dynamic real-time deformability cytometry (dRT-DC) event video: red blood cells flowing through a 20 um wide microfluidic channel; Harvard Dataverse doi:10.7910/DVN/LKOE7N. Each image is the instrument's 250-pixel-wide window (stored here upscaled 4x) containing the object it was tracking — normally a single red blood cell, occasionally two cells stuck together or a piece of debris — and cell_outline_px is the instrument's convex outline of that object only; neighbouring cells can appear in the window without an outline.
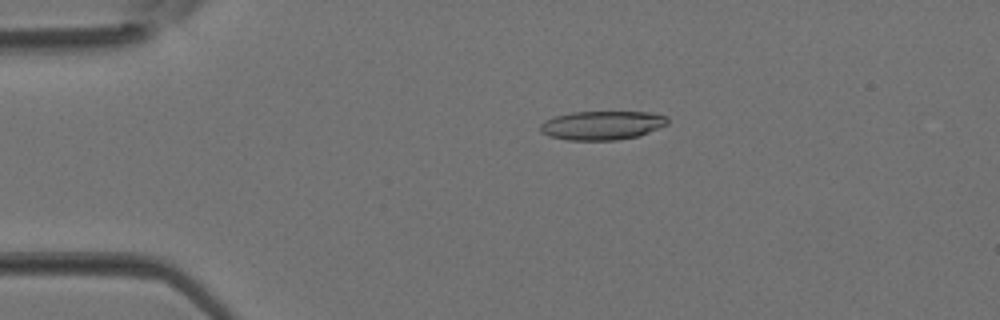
{"species": "Egyptian fruit bat (a non-hibernating species)", "species_latin": "Rousettus aegyptiacus", "temperature_condition": "room temperature", "stored_images_in_passage": 2, "camera_frame_rate_fps": 3000, "um_per_image_px": 0.085, "animal": {"sex": "female"}, "frame": {"image": 1, "passage_image": 2, "time_ms": 0.333, "image_size_px": [1000, 320], "cell_outline_px": [[668, 124], [648, 132], [636, 136], [616, 140], [568, 140], [548, 136], [540, 132], [540, 124], [544, 120], [556, 116], [572, 112], [648, 112], [668, 116]], "centroid_in_image_um": [51.15, 10.65], "position_along_channel_um": 33.9, "area_um2": 21.39}}